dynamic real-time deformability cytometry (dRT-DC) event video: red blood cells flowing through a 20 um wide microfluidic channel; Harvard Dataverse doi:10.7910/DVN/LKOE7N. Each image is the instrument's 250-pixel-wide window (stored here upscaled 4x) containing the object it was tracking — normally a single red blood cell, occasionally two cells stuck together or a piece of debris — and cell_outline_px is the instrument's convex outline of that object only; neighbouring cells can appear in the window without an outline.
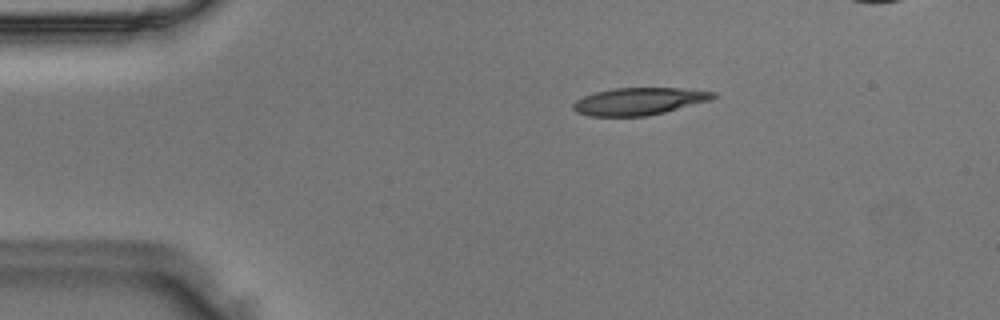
{"species": "Egyptian fruit bat (a non-hibernating species)", "species_latin": "Rousettus aegyptiacus", "temperature_condition": "room temperature", "stored_images_in_passage": 40, "camera_frame_rate_fps": 3000, "um_per_image_px": 0.085, "animal": {"sex": "male"}, "frame": {"image": 1, "passage_image": 4, "time_ms": 1.0, "image_size_px": [1000, 320], "cell_outline_px": [[716, 96], [708, 100], [664, 112], [644, 116], [588, 116], [576, 112], [572, 108], [572, 104], [576, 100], [584, 96], [596, 92], [612, 88], [684, 88], [716, 92]], "centroid_in_image_um": [54.26, 8.6], "position_along_channel_um": 30.7, "area_um2": 22.08}}
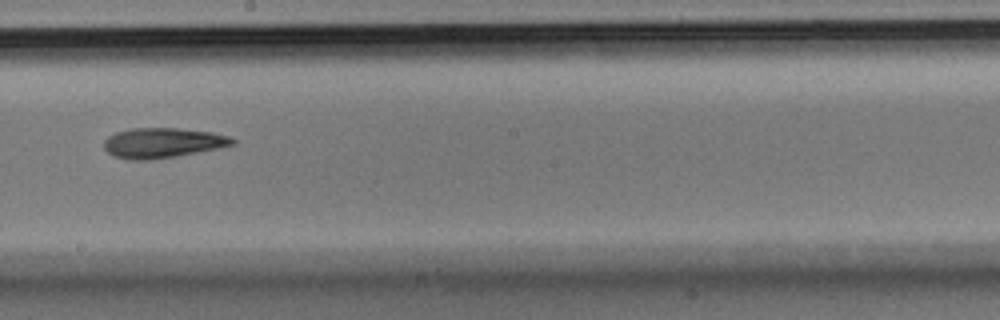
{"frame": {"image": 2, "passage_image": 22, "time_ms": 7.0, "image_size_px": [1000, 320], "cell_outline_px": [[236, 144], [220, 148], [176, 156], [152, 160], [128, 160], [112, 156], [104, 148], [104, 140], [108, 136], [116, 132], [128, 128], [180, 128], [212, 132], [232, 136], [236, 140]], "centroid_in_image_um": [13.84, 12.14], "position_along_channel_um": 234.4, "area_um2": 22.89}}
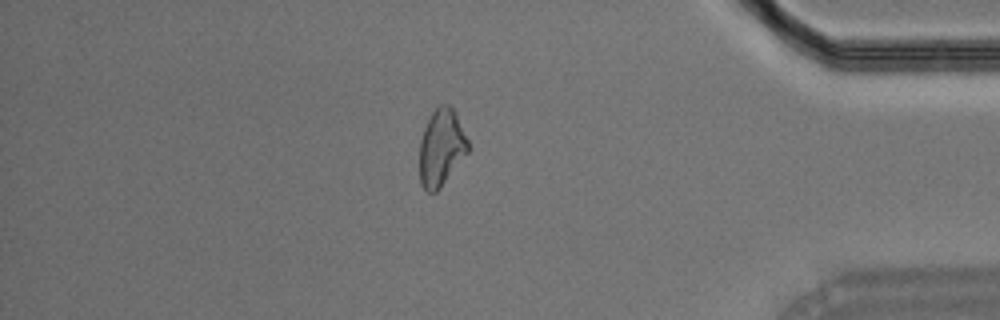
{"frame": {"image": 3, "passage_image": 36, "time_ms": 11.667, "image_size_px": [1000, 320], "cell_outline_px": [[472, 148], [440, 188], [436, 192], [428, 192], [420, 184], [420, 140], [424, 128], [432, 112], [440, 104], [448, 104], [456, 112]], "centroid_in_image_um": [37.54, 12.54], "position_along_channel_um": 397.7, "area_um2": 21.96}}